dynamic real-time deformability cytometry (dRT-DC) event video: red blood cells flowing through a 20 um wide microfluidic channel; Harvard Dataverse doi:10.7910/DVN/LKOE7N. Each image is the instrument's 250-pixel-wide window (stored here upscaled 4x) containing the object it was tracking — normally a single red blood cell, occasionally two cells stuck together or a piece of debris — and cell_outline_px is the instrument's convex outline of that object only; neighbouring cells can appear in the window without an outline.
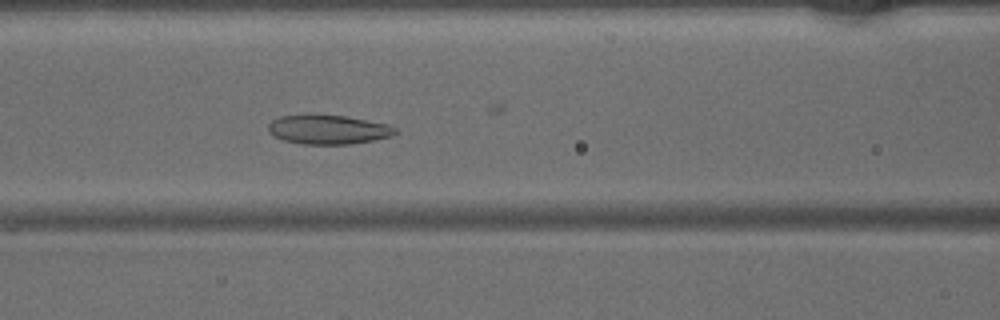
{"species": "common noctule bat (a hibernating species)", "species_latin": "Nyctalus noctula", "temperature_condition": "warm", "stored_images_in_passage": 35, "camera_frame_rate_fps": 3000, "um_per_image_px": 0.085, "animal": {"sex": "male", "body_mass_g": 15.6}, "frame": {"image": 1, "passage_image": 11, "time_ms": 3.333, "image_size_px": [1000, 320], "cell_outline_px": [[396, 132], [392, 136], [376, 140], [352, 144], [300, 144], [284, 140], [268, 132], [268, 124], [272, 120], [280, 116], [344, 116], [388, 124], [396, 128]], "centroid_in_image_um": [27.92, 11.04], "position_along_channel_um": 138.7, "area_um2": 21.27}}
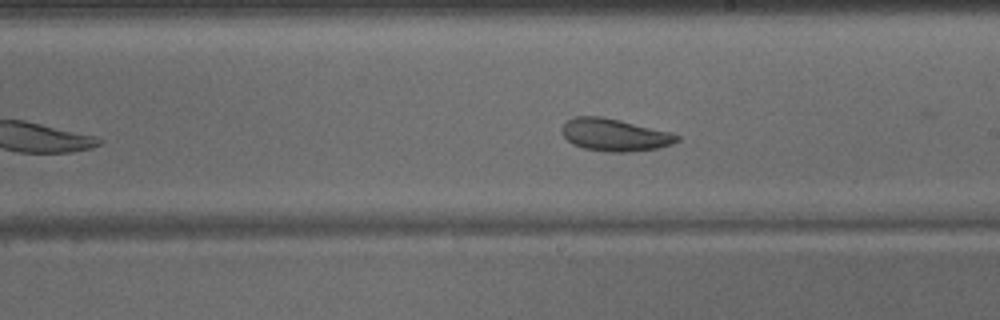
{"frame": {"image": 2, "passage_image": 18, "time_ms": 5.667, "image_size_px": [1000, 320], "cell_outline_px": [[680, 140], [672, 144], [656, 148], [628, 152], [612, 152], [584, 148], [572, 144], [560, 132], [560, 128], [568, 120], [576, 116], [600, 116], [620, 120], [672, 132], [680, 136]], "centroid_in_image_um": [52.24, 11.46], "position_along_channel_um": 236.8, "area_um2": 21.73}}
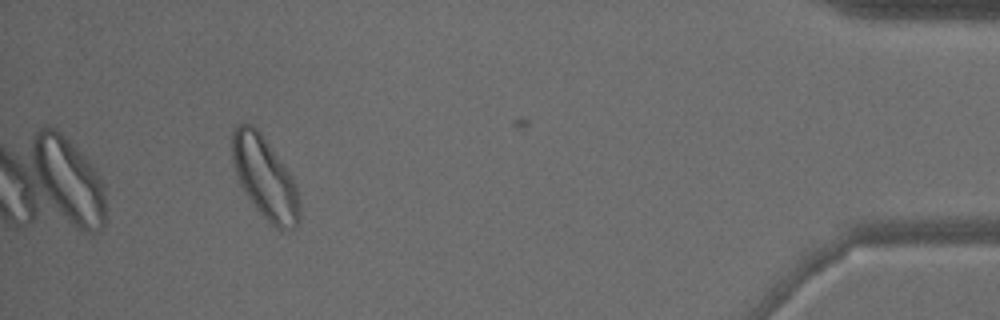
{"frame": {"image": 3, "passage_image": 35, "time_ms": 11.333, "image_size_px": [1000, 320], "cell_outline_px": [[300, 220], [296, 228], [276, 228], [256, 208], [240, 184], [232, 164], [232, 132], [236, 124], [252, 124], [260, 132], [288, 172], [296, 184], [300, 204]], "centroid_in_image_um": [22.5, 15.1], "position_along_channel_um": 412.7, "area_um2": 31.56}}